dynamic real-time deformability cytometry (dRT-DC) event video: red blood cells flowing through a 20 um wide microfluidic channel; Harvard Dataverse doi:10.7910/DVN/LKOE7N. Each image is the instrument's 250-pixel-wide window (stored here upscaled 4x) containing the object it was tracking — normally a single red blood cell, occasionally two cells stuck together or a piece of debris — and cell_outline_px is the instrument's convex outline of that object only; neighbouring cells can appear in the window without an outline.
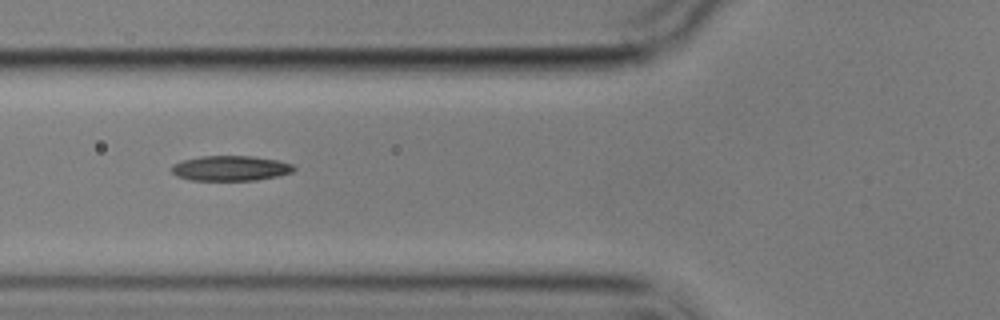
{"species": "common noctule bat (a hibernating species)", "species_latin": "Nyctalus noctula", "temperature_condition": "cold", "stored_images_in_passage": 8, "camera_frame_rate_fps": 3000, "um_per_image_px": 0.085, "animal": {"sex": "male", "body_mass_g": 17.9}, "frame": {"image": 1, "passage_image": 3, "time_ms": 2.667, "image_size_px": [1000, 320], "cell_outline_px": [[296, 168], [292, 172], [280, 176], [256, 180], [192, 180], [176, 176], [172, 172], [172, 164], [180, 160], [200, 156], [252, 156], [276, 160], [292, 164]], "centroid_in_image_um": [19.58, 14.3], "position_along_channel_um": 106.2, "area_um2": 17.98}}
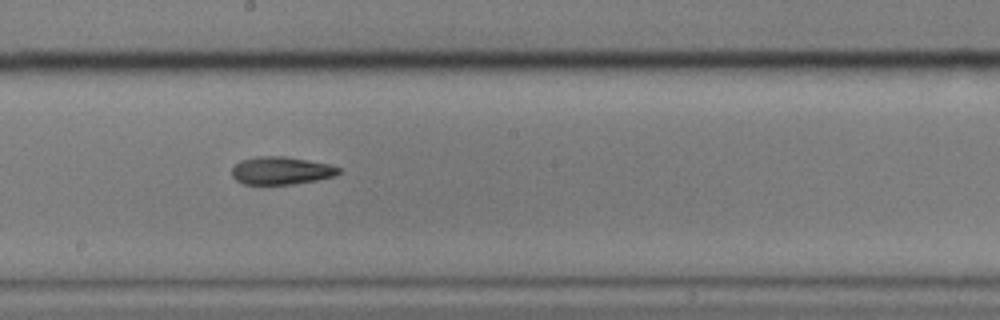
{"frame": {"image": 2, "passage_image": 6, "time_ms": 6.0, "image_size_px": [1000, 320], "cell_outline_px": [[340, 172], [336, 176], [316, 180], [292, 184], [244, 184], [236, 180], [232, 176], [232, 168], [240, 160], [260, 156], [284, 156], [328, 164], [340, 168]], "centroid_in_image_um": [23.89, 14.5], "position_along_channel_um": 224.3, "area_um2": 17.17}}
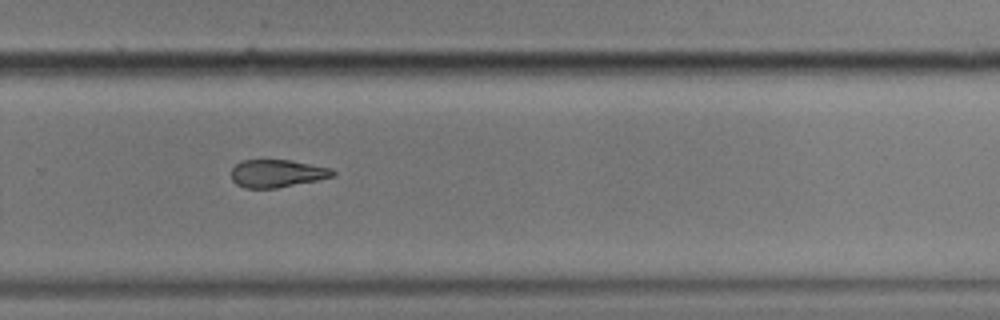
{"frame": {"image": 3, "passage_image": 8, "time_ms": 8.333, "image_size_px": [1000, 320], "cell_outline_px": [[336, 176], [276, 188], [244, 188], [236, 184], [232, 180], [232, 168], [240, 160], [292, 160], [332, 168], [336, 172]], "centroid_in_image_um": [23.56, 14.73], "position_along_channel_um": 306.2, "area_um2": 16.47}}